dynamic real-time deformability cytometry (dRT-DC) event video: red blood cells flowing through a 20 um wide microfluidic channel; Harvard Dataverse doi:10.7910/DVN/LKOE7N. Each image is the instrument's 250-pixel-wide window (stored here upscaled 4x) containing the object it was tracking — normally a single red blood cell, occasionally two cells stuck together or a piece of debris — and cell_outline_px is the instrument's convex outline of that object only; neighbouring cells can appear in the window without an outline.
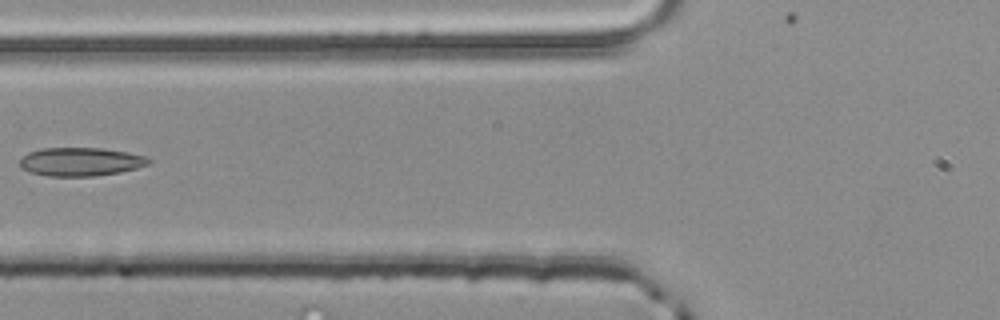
{"species": "common noctule bat (a hibernating species)", "species_latin": "Nyctalus noctula", "temperature_condition": "room temperature", "stored_images_in_passage": 2, "camera_frame_rate_fps": 3000, "um_per_image_px": 0.085, "animal": {"sex": "male", "body_mass_g": 20.4}, "frame": {"image": 1, "passage_image": 2, "time_ms": 0.333, "image_size_px": [1000, 320], "cell_outline_px": [[152, 160], [148, 164], [136, 168], [120, 172], [92, 176], [48, 176], [32, 172], [24, 168], [20, 164], [20, 160], [28, 152], [40, 148], [100, 148], [128, 152], [144, 156]], "centroid_in_image_um": [6.87, 13.74], "position_along_channel_um": 118.9, "area_um2": 21.15}}